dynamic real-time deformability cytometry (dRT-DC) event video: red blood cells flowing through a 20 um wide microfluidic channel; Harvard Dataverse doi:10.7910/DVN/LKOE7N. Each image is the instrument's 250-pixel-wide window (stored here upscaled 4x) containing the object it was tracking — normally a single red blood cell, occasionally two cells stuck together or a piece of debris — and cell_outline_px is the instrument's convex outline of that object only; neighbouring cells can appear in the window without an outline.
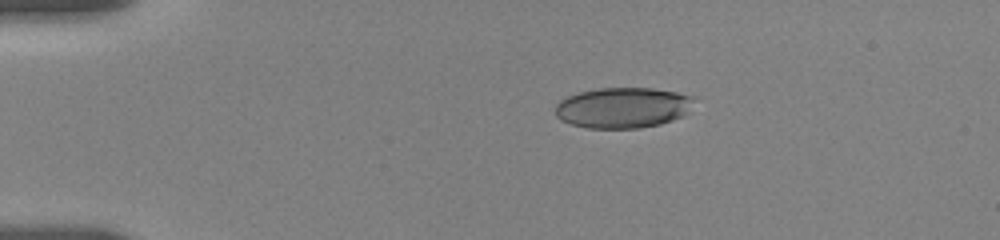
{"species": "human", "species_latin": "Homo sapiens", "temperature_condition": "room temperature", "stored_images_in_passage": 36, "camera_frame_rate_fps": 3000, "um_per_image_px": 0.085, "donor": {"sex": "female"}, "frame": {"image": 1, "passage_image": 1, "time_ms": 0.0, "image_size_px": [1000, 240], "cell_outline_px": [[692, 100], [688, 112], [684, 116], [660, 124], [640, 128], [588, 128], [572, 124], [560, 120], [556, 116], [556, 104], [560, 100], [568, 96], [580, 92], [600, 88], [652, 88], [676, 92], [692, 96]], "centroid_in_image_um": [52.93, 9.16], "position_along_channel_um": 32.1, "area_um2": 32.71}}
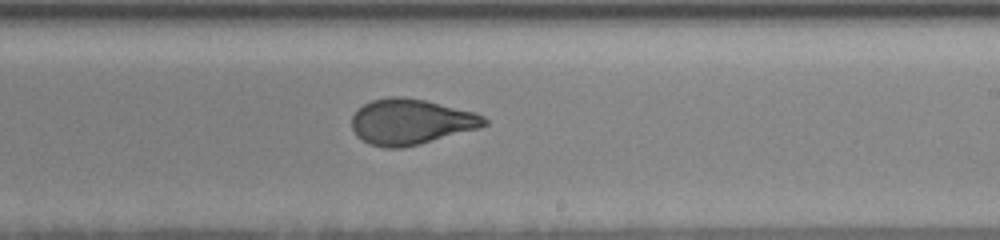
{"frame": {"image": 2, "passage_image": 17, "time_ms": 7.667, "image_size_px": [1000, 240], "cell_outline_px": [[488, 124], [480, 128], [420, 144], [404, 148], [384, 148], [368, 144], [356, 136], [352, 128], [352, 116], [364, 104], [372, 100], [392, 96], [400, 96], [424, 100], [476, 112], [484, 116], [488, 120]], "centroid_in_image_um": [34.94, 10.36], "position_along_channel_um": 254.1, "area_um2": 35.37}}
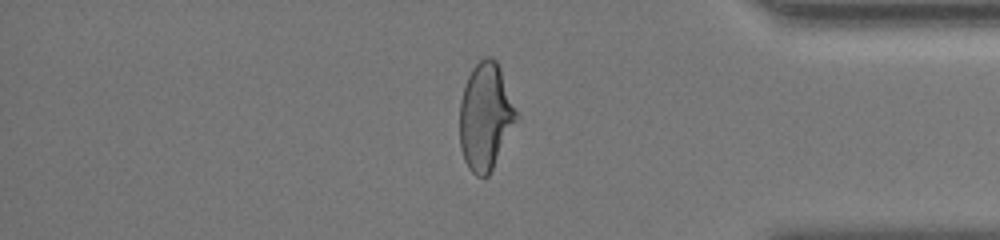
{"frame": {"image": 3, "passage_image": 29, "time_ms": 12.0, "image_size_px": [1000, 240], "cell_outline_px": [[516, 120], [488, 176], [476, 176], [468, 168], [464, 160], [460, 148], [460, 100], [468, 76], [472, 68], [484, 56], [492, 56], [496, 60], [500, 68], [516, 112]], "centroid_in_image_um": [41.22, 9.89], "position_along_channel_um": 394.0, "area_um2": 34.62}, "authors_computed_cell_mechanics": {"area_um2": 35.3736, "velocity_mm_per_s": 3.6557, "shape_relaxation_time_tau1_ms": 5.0171, "shape_relaxation_time_tau2_ms": 0.8673, "deformation_change_tau1": 0.1846, "deformation_change_tau2": 0.0717}}